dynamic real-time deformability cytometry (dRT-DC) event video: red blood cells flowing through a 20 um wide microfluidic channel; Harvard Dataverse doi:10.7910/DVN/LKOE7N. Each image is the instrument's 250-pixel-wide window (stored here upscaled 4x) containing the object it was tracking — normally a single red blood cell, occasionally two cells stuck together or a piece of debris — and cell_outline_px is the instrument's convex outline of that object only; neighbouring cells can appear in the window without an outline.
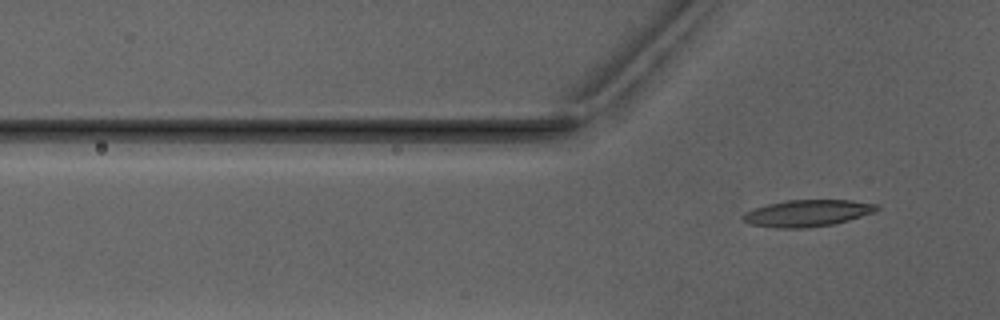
{"species": "Egyptian fruit bat (a non-hibernating species)", "species_latin": "Rousettus aegyptiacus", "temperature_condition": "warm", "stored_images_in_passage": 2, "camera_frame_rate_fps": 3000, "um_per_image_px": 0.085, "animal": {"sex": "male"}, "frame": {"image": 1, "passage_image": 2, "time_ms": 1.333, "image_size_px": [1000, 320], "cell_outline_px": [[880, 208], [876, 212], [848, 220], [832, 224], [804, 228], [776, 228], [748, 224], [740, 220], [740, 216], [744, 212], [752, 208], [768, 204], [788, 200], [852, 200], [876, 204]], "centroid_in_image_um": [68.57, 18.12], "position_along_channel_um": 57.2, "area_um2": 21.04}}